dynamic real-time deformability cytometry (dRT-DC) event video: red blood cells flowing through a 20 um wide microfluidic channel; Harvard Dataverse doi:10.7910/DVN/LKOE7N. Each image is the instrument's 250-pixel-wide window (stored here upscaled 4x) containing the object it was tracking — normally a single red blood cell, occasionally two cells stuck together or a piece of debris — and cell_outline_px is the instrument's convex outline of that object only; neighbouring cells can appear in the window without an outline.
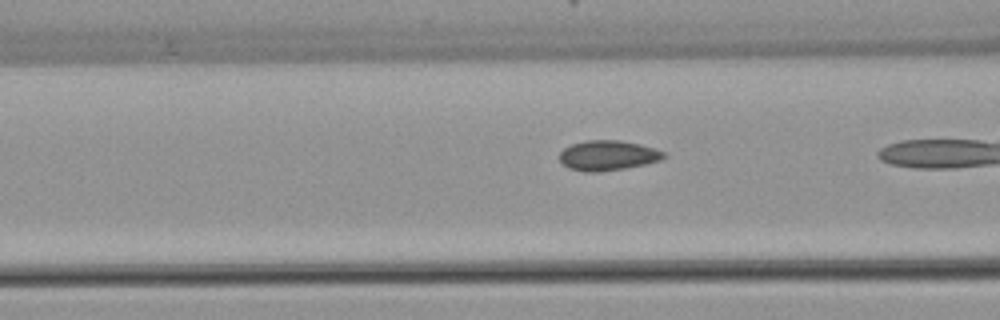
{"species": "common noctule bat (a hibernating species)", "species_latin": "Nyctalus noctula", "temperature_condition": "warm", "stored_images_in_passage": 38, "camera_frame_rate_fps": 3000, "um_per_image_px": 0.085, "animal": {"sex": "female", "body_mass_g": 22.7, "forearm_length_mm": 54.2}, "frame": {"image": 1, "passage_image": 18, "time_ms": 5.667, "image_size_px": [1000, 320], "cell_outline_px": [[664, 156], [660, 160], [644, 164], [624, 168], [600, 172], [584, 172], [568, 168], [560, 160], [560, 152], [564, 148], [572, 144], [588, 140], [616, 140], [640, 144], [664, 152]], "centroid_in_image_um": [51.62, 13.22], "position_along_channel_um": 115.0, "area_um2": 17.98}}
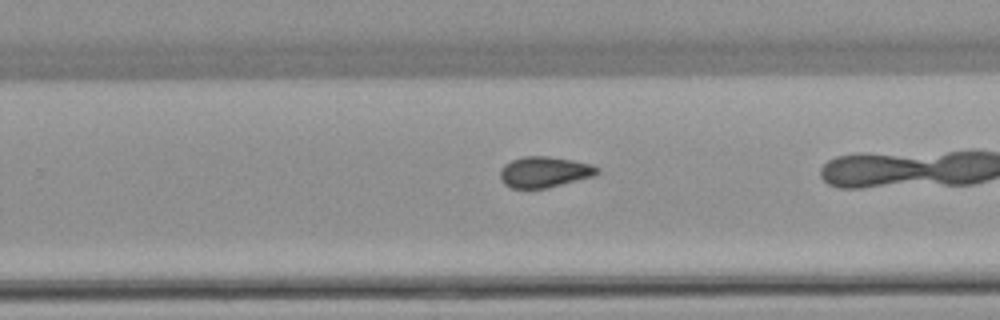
{"frame": {"image": 2, "passage_image": 31, "time_ms": 10.0, "image_size_px": [1000, 320], "cell_outline_px": [[600, 172], [592, 176], [548, 188], [512, 188], [504, 184], [500, 180], [500, 168], [504, 164], [512, 160], [524, 156], [548, 156], [572, 160], [592, 164], [600, 168]], "centroid_in_image_um": [46.26, 14.61], "position_along_channel_um": 283.5, "area_um2": 17.51}}